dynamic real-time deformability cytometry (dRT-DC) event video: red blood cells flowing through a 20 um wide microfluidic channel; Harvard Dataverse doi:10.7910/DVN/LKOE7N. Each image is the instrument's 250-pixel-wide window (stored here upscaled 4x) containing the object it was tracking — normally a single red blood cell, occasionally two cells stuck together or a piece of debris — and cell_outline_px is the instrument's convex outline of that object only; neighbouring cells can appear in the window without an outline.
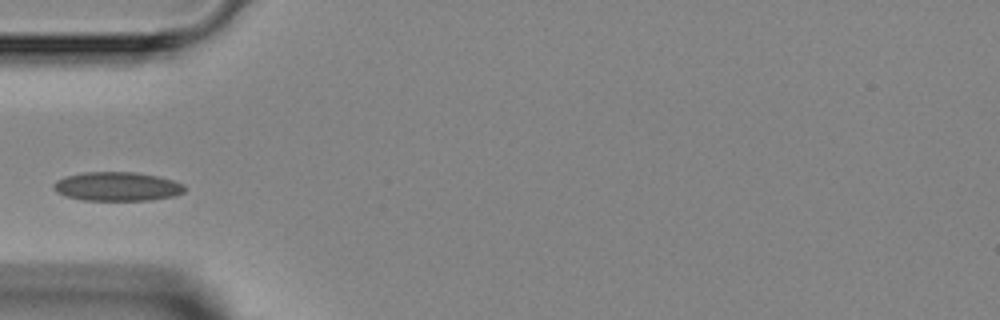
{"species": "Egyptian fruit bat (a non-hibernating species)", "species_latin": "Rousettus aegyptiacus", "temperature_condition": "room temperature", "stored_images_in_passage": 2, "camera_frame_rate_fps": 3000, "um_per_image_px": 0.085, "animal": {"sex": "female"}, "frame": {"image": 1, "passage_image": 2, "time_ms": 1.333, "image_size_px": [1000, 320], "cell_outline_px": [[184, 192], [172, 196], [152, 200], [84, 200], [68, 196], [56, 192], [52, 188], [52, 184], [56, 180], [64, 176], [84, 172], [136, 172], [156, 176], [172, 180], [184, 184]], "centroid_in_image_um": [9.92, 15.84], "position_along_channel_um": 75.1, "area_um2": 22.08}}